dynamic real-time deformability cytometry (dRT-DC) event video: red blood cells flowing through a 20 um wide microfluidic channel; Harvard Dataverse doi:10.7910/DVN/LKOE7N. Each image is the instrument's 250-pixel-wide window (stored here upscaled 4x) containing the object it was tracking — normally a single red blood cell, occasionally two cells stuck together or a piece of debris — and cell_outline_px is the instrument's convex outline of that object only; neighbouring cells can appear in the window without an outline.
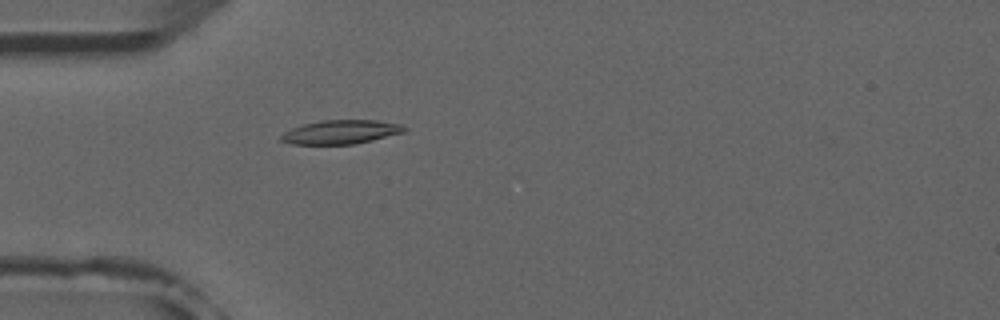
{"species": "common noctule bat (a hibernating species)", "species_latin": "Nyctalus noctula", "temperature_condition": "room temperature", "stored_images_in_passage": 5, "camera_frame_rate_fps": 3000, "um_per_image_px": 0.085, "animal": {"sex": "male", "forearm_length_mm": 52.5}, "frame": {"image": 1, "passage_image": 5, "time_ms": 4.667, "image_size_px": [1000, 320], "cell_outline_px": [[408, 128], [404, 132], [372, 140], [352, 144], [292, 144], [280, 140], [280, 136], [284, 132], [292, 128], [304, 124], [320, 120], [376, 120], [400, 124]], "centroid_in_image_um": [28.97, 11.21], "position_along_channel_um": 56.0, "area_um2": 17.05}}